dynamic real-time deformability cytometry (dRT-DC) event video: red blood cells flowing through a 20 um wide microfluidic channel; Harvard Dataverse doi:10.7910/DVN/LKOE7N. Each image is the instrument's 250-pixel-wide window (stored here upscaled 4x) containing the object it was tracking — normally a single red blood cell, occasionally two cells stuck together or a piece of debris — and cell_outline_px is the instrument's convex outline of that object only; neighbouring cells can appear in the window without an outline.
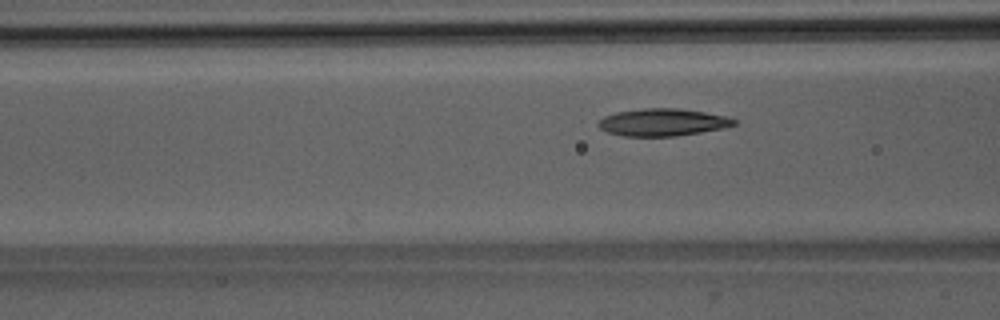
{"species": "Egyptian fruit bat (a non-hibernating species)", "species_latin": "Rousettus aegyptiacus", "temperature_condition": "room temperature", "stored_images_in_passage": 5, "camera_frame_rate_fps": 3000, "um_per_image_px": 0.085, "animal": {"sex": "male"}, "frame": {"image": 1, "passage_image": 5, "time_ms": 4.667, "image_size_px": [1000, 320], "cell_outline_px": [[736, 124], [728, 128], [676, 136], [624, 136], [608, 132], [600, 128], [596, 124], [604, 116], [616, 112], [644, 108], [680, 108], [728, 116], [736, 120]], "centroid_in_image_um": [56.37, 10.39], "position_along_channel_um": 110.2, "area_um2": 21.79}}